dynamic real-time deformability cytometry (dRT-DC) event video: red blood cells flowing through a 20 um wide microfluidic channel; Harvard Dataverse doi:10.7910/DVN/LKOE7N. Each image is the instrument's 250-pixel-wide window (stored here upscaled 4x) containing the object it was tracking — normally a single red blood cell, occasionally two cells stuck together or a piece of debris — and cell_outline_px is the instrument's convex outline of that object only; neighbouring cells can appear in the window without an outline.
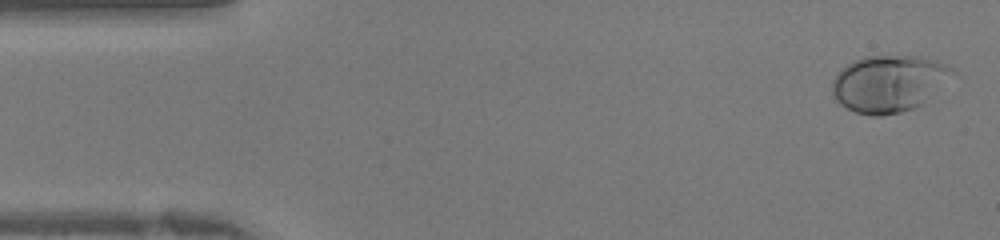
{"species": "human", "species_latin": "Homo sapiens", "temperature_condition": "warm", "stored_images_in_passage": 42, "camera_frame_rate_fps": 3000, "um_per_image_px": 0.085, "donor": {"sex": "female"}, "frame": {"image": 1, "passage_image": 2, "time_ms": 0.333, "image_size_px": [1000, 240], "cell_outline_px": [[956, 72], [924, 104], [900, 112], [880, 116], [872, 116], [856, 112], [840, 104], [836, 100], [832, 92], [832, 80], [840, 68], [852, 60], [864, 56], [924, 56], [948, 64]], "centroid_in_image_um": [75.55, 7.08], "position_along_channel_um": 9.4, "area_um2": 40.17}}
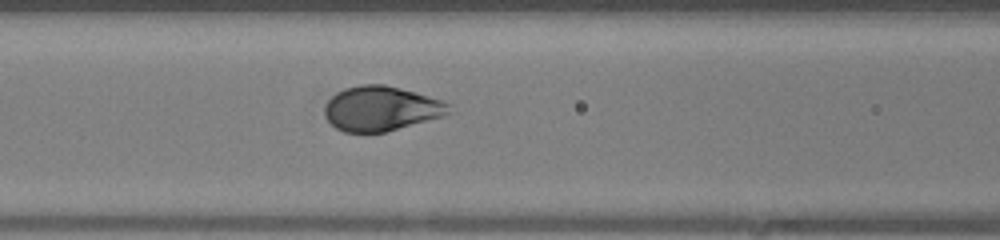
{"frame": {"image": 2, "passage_image": 17, "time_ms": 5.333, "image_size_px": [1000, 240], "cell_outline_px": [[452, 112], [444, 116], [384, 132], [344, 132], [336, 128], [324, 116], [324, 104], [336, 92], [344, 88], [360, 84], [384, 84], [416, 92], [444, 100], [452, 104]], "centroid_in_image_um": [32.41, 9.21], "position_along_channel_um": 134.2, "area_um2": 32.71}}
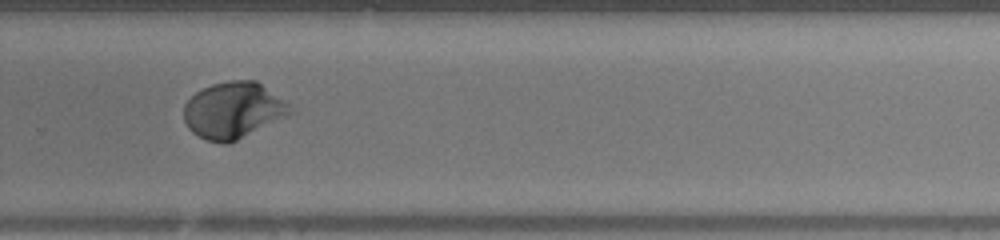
{"frame": {"image": 3, "passage_image": 28, "time_ms": 9.0, "image_size_px": [1000, 240], "cell_outline_px": [[296, 112], [228, 144], [220, 144], [208, 140], [192, 132], [188, 128], [184, 120], [184, 104], [196, 92], [212, 84], [228, 80], [256, 80], [288, 104]], "centroid_in_image_um": [19.82, 9.38], "position_along_channel_um": 310.0, "area_um2": 34.74}}